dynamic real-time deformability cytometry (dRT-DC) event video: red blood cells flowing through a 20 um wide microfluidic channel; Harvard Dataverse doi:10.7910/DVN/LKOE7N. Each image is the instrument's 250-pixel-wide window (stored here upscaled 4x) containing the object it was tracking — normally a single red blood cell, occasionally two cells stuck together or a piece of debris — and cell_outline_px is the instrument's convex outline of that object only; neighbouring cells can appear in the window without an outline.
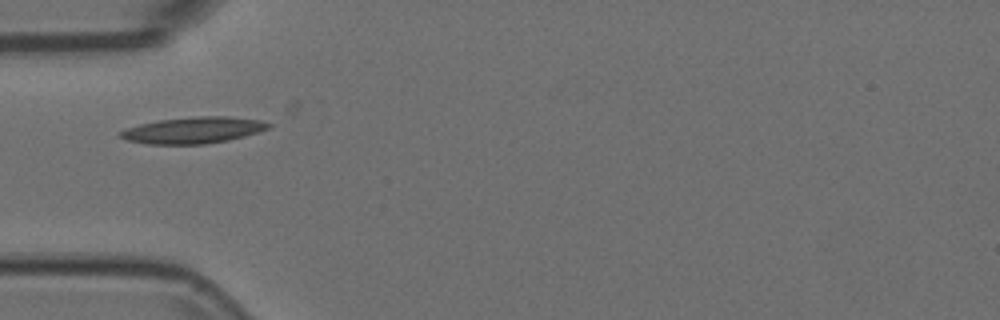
{"species": "Egyptian fruit bat (a non-hibernating species)", "species_latin": "Rousettus aegyptiacus", "temperature_condition": "room temperature", "stored_images_in_passage": 22, "camera_frame_rate_fps": 3000, "um_per_image_px": 0.085, "animal": {"sex": "female"}, "frame": {"image": 1, "passage_image": 1, "time_ms": 0.0, "image_size_px": [1000, 320], "cell_outline_px": [[272, 124], [268, 128], [244, 136], [228, 140], [204, 144], [148, 144], [128, 140], [120, 136], [120, 132], [128, 128], [140, 124], [160, 120], [200, 116], [228, 116], [260, 120]], "centroid_in_image_um": [16.45, 11.06], "position_along_channel_um": 68.5, "area_um2": 22.37}}
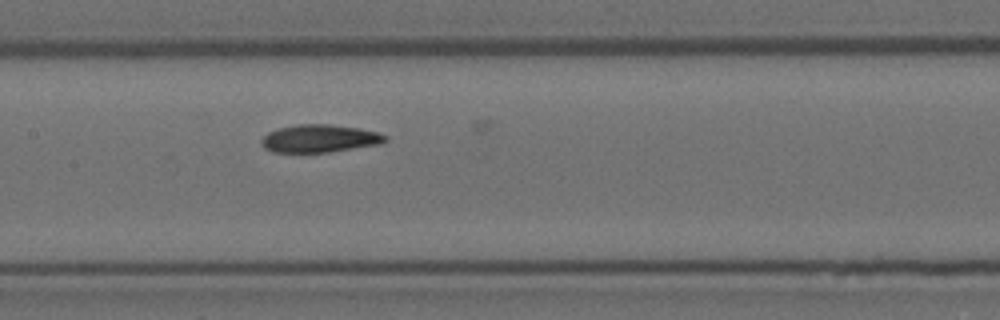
{"frame": {"image": 2, "passage_image": 10, "time_ms": 3.0, "image_size_px": [1000, 320], "cell_outline_px": [[388, 140], [380, 144], [328, 152], [272, 152], [264, 148], [260, 144], [260, 140], [268, 132], [280, 128], [296, 124], [328, 124], [360, 128], [376, 132], [388, 136]], "centroid_in_image_um": [27.15, 11.77], "position_along_channel_um": 180.2, "area_um2": 20.06}}
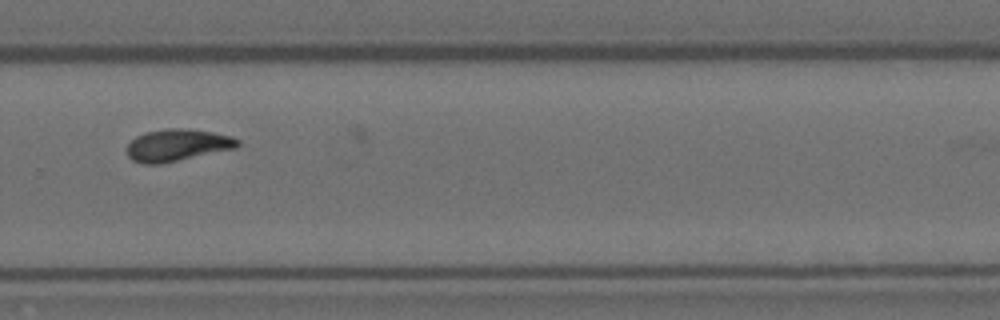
{"frame": {"image": 3, "passage_image": 21, "time_ms": 6.667, "image_size_px": [1000, 320], "cell_outline_px": [[240, 144], [236, 148], [160, 164], [140, 164], [132, 160], [128, 156], [128, 144], [136, 136], [144, 132], [168, 128], [188, 128], [212, 132], [232, 136], [240, 140]], "centroid_in_image_um": [15.07, 12.33], "position_along_channel_um": 314.7, "area_um2": 20.75}}